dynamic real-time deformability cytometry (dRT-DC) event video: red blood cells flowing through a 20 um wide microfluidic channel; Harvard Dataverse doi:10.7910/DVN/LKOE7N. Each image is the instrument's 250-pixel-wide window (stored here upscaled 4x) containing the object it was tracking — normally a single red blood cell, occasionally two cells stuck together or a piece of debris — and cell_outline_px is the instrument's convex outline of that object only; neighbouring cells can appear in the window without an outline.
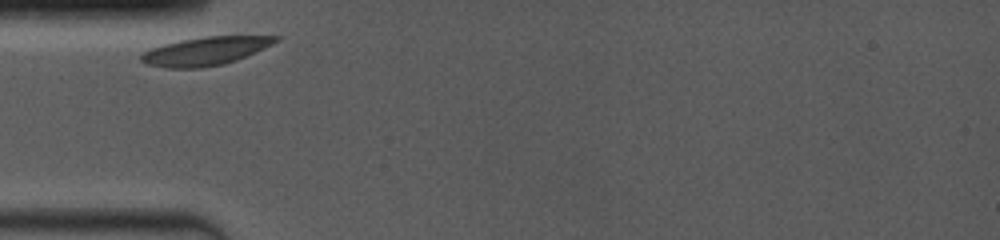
{"species": "common noctule bat (a hibernating species)", "species_latin": "Nyctalus noctula", "temperature_condition": "room temperature", "stored_images_in_passage": 50, "camera_frame_rate_fps": 4000, "um_per_image_px": 0.085, "animal": {"sex": "female", "body_mass_g": 19.0, "forearm_length_mm": 53.3}, "frame": {"image": 1, "passage_image": 1, "time_ms": 0.0, "image_size_px": [1000, 240], "cell_outline_px": [[284, 36], [280, 40], [256, 52], [236, 60], [224, 64], [200, 68], [164, 68], [148, 64], [140, 60], [140, 56], [144, 52], [152, 48], [164, 44], [180, 40], [204, 36]], "centroid_in_image_um": [17.48, 4.34], "position_along_channel_um": 67.5, "area_um2": 22.2}}
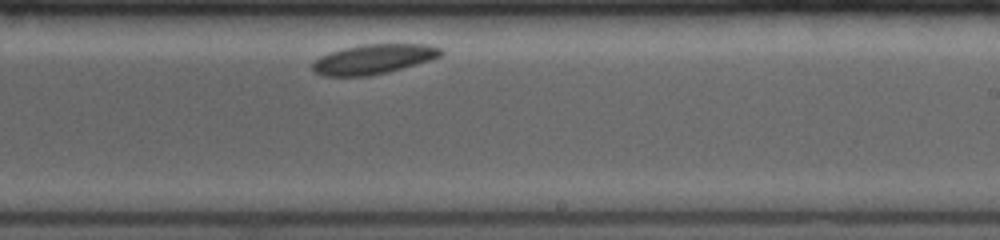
{"frame": {"image": 2, "passage_image": 29, "time_ms": 5.5, "image_size_px": [1000, 240], "cell_outline_px": [[444, 52], [440, 56], [428, 60], [388, 72], [368, 76], [324, 76], [316, 72], [312, 68], [312, 64], [320, 56], [328, 52], [344, 48], [364, 44], [428, 44], [444, 48]], "centroid_in_image_um": [31.76, 5.02], "position_along_channel_um": 257.2, "area_um2": 22.14}}
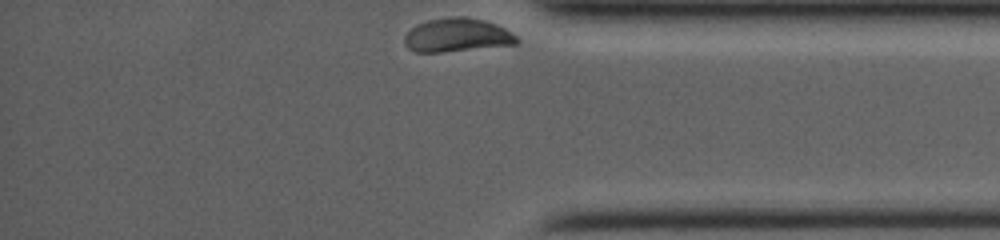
{"frame": {"image": 3, "passage_image": 50, "time_ms": 9.5, "image_size_px": [1000, 240], "cell_outline_px": [[520, 40], [516, 44], [440, 52], [416, 52], [408, 48], [404, 44], [404, 36], [416, 24], [428, 20], [456, 16], [468, 16], [484, 20], [496, 24], [512, 32]], "centroid_in_image_um": [38.85, 2.98], "position_along_channel_um": 396.4, "area_um2": 21.96}}